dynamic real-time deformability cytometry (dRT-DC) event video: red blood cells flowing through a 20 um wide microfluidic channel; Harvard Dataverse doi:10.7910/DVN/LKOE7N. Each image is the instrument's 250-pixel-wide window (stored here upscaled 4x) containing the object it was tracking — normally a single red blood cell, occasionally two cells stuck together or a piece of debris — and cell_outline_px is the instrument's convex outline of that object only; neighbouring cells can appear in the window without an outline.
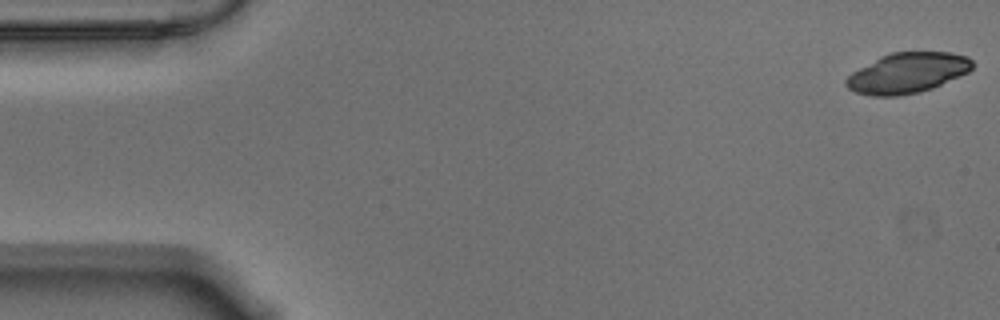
{"species": "Egyptian fruit bat (a non-hibernating species)", "species_latin": "Rousettus aegyptiacus", "temperature_condition": "warm", "stored_images_in_passage": 56, "camera_frame_rate_fps": 3000, "um_per_image_px": 0.085, "animal": {"sex": "male"}, "frame": {"image": 1, "passage_image": 1, "time_ms": 0.0, "image_size_px": [1000, 320], "cell_outline_px": [[972, 68], [968, 72], [932, 88], [920, 92], [900, 96], [872, 96], [856, 92], [848, 88], [844, 84], [844, 80], [852, 72], [880, 56], [892, 52], [948, 52], [968, 56], [972, 60]], "centroid_in_image_um": [77.11, 6.2], "position_along_channel_um": 7.9, "area_um2": 29.65}}
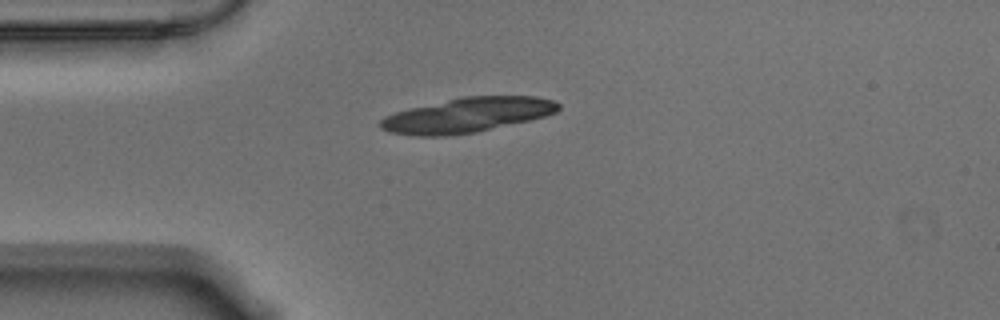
{"frame": {"image": 2, "passage_image": 14, "time_ms": 4.333, "image_size_px": [1000, 320], "cell_outline_px": [[560, 108], [556, 112], [544, 116], [528, 120], [476, 132], [448, 136], [412, 136], [388, 132], [380, 128], [380, 120], [384, 116], [396, 112], [412, 108], [464, 96], [536, 96], [552, 100], [560, 104]], "centroid_in_image_um": [39.7, 9.79], "position_along_channel_um": 45.3, "area_um2": 35.78}}